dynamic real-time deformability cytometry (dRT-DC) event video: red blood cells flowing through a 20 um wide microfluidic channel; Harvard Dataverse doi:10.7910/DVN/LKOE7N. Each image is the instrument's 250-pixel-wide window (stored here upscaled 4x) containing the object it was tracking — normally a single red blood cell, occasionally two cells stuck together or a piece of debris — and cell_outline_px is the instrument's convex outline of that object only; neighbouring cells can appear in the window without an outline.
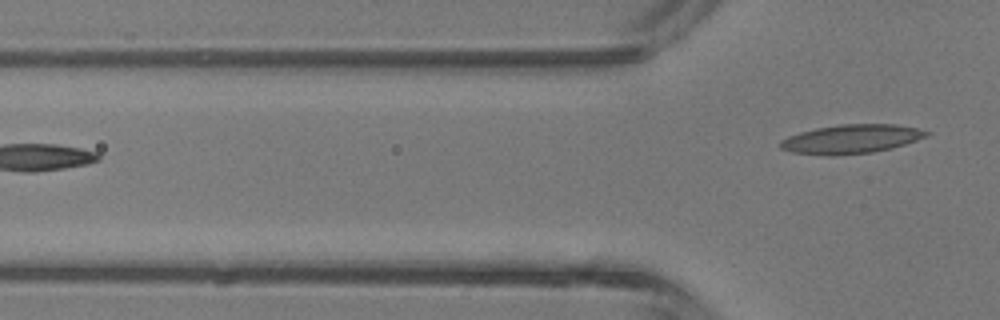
{"species": "common noctule bat (a hibernating species)", "species_latin": "Nyctalus noctula", "temperature_condition": "room temperature", "stored_images_in_passage": 3, "camera_frame_rate_fps": 3000, "um_per_image_px": 0.085, "animal": {"sex": "male", "body_mass_g": 13.3}, "frame": {"image": 1, "passage_image": 3, "time_ms": 2.333, "image_size_px": [1000, 320], "cell_outline_px": [[932, 132], [928, 136], [892, 148], [872, 152], [832, 156], [792, 152], [780, 148], [780, 140], [788, 136], [800, 132], [816, 128], [840, 124], [896, 124], [916, 128]], "centroid_in_image_um": [72.35, 11.81], "position_along_channel_um": 53.4, "area_um2": 24.62}}